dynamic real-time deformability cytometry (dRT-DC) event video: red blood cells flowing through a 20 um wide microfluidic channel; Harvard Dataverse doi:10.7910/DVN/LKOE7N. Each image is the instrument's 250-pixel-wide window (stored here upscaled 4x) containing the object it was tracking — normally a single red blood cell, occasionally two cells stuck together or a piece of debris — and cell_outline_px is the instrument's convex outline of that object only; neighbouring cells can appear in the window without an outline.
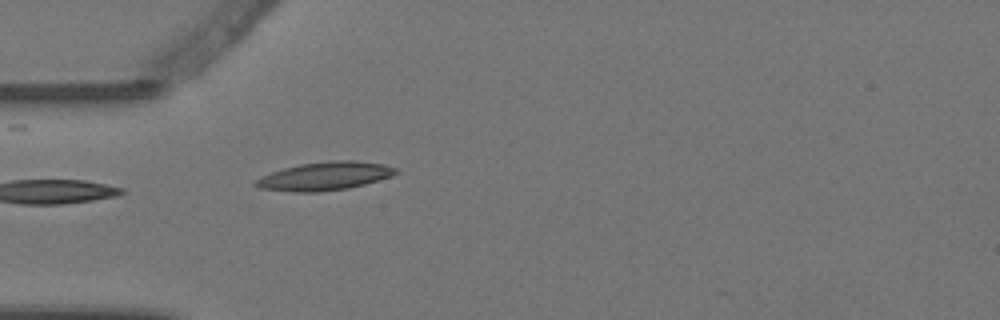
{"species": "Egyptian fruit bat (a non-hibernating species)", "species_latin": "Rousettus aegyptiacus", "temperature_condition": "warm", "stored_images_in_passage": 1, "camera_frame_rate_fps": 3000, "um_per_image_px": 0.085, "animal": {"sex": "female"}, "frame": {"image": 1, "passage_image": 1, "time_ms": 0.0, "image_size_px": [1000, 320], "cell_outline_px": [[400, 172], [392, 176], [364, 184], [348, 188], [320, 192], [292, 192], [260, 188], [252, 184], [256, 180], [272, 172], [284, 168], [300, 164], [328, 160], [352, 160], [384, 164], [396, 168]], "centroid_in_image_um": [27.63, 14.97], "position_along_channel_um": 57.4, "area_um2": 23.12}}